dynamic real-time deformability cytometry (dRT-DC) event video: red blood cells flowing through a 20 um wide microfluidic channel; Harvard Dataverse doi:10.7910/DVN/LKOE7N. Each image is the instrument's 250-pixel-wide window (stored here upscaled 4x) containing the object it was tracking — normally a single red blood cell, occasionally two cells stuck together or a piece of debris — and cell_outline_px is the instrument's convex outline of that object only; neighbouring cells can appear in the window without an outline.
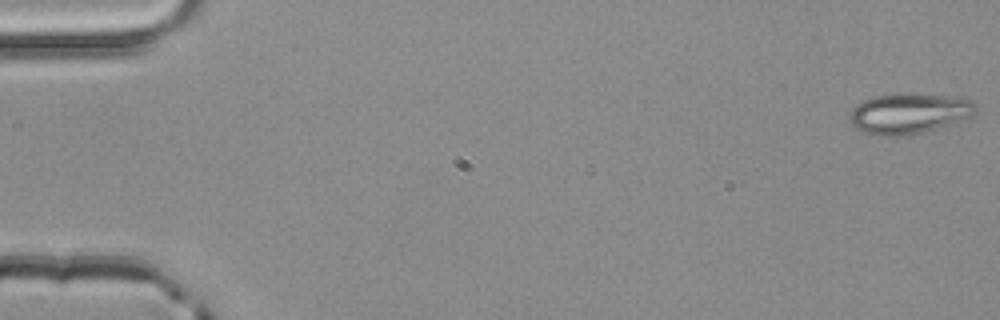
{"species": "common noctule bat (a hibernating species)", "species_latin": "Nyctalus noctula", "temperature_condition": "room temperature", "stored_images_in_passage": 4, "camera_frame_rate_fps": 3000, "um_per_image_px": 0.085, "animal": {"sex": "male", "body_mass_g": 20.4}, "frame": {"image": 1, "passage_image": 1, "time_ms": 0.0, "image_size_px": [1000, 320], "cell_outline_px": [[976, 112], [972, 116], [948, 124], [920, 132], [892, 136], [876, 136], [864, 132], [856, 128], [852, 124], [848, 112], [856, 104], [872, 96], [960, 96], [972, 100], [976, 108]], "centroid_in_image_um": [77.23, 9.66], "position_along_channel_um": 7.8, "area_um2": 28.67}}
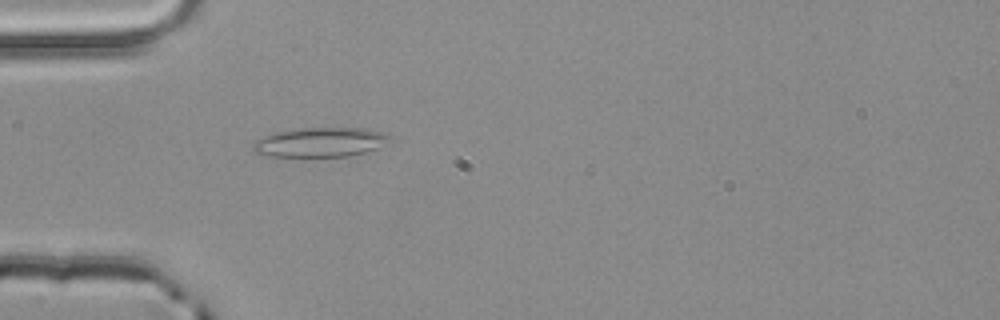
{"frame": {"image": 2, "passage_image": 4, "time_ms": 1.0, "image_size_px": [1000, 320], "cell_outline_px": [[392, 136], [380, 148], [368, 152], [348, 156], [268, 156], [256, 152], [252, 148], [252, 144], [276, 132], [300, 128], [364, 128], [384, 132]], "centroid_in_image_um": [27.31, 12.09], "position_along_channel_um": 57.7, "area_um2": 23.24}}